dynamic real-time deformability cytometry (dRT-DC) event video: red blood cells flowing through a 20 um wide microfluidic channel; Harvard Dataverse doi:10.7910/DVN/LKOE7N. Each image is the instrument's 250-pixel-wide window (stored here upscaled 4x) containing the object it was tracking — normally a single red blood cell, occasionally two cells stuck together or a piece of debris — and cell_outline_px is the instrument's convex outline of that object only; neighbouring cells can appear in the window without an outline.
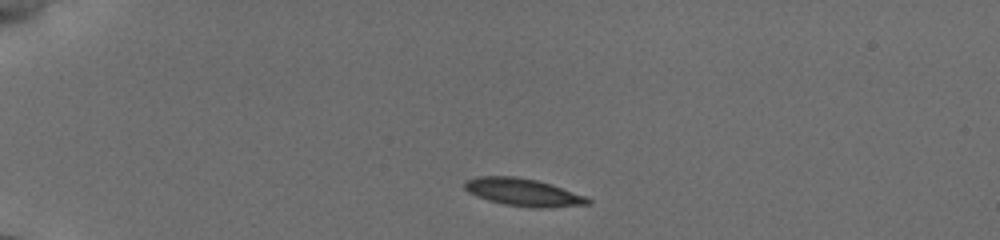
{"species": "common noctule bat (a hibernating species)", "species_latin": "Nyctalus noctula", "temperature_condition": "cold", "stored_images_in_passage": 18, "camera_frame_rate_fps": 3000, "um_per_image_px": 0.085, "animal": {"sex": "female", "body_mass_g": 19.5, "forearm_length_mm": 54.1}, "frame": {"image": 1, "passage_image": 1, "time_ms": 0.0, "image_size_px": [1000, 240], "cell_outline_px": [[592, 204], [548, 208], [540, 208], [504, 204], [488, 200], [476, 196], [468, 192], [464, 188], [464, 184], [468, 180], [476, 176], [516, 176], [536, 180], [552, 184], [588, 196], [592, 200]], "centroid_in_image_um": [44.54, 16.34], "position_along_channel_um": 40.5, "area_um2": 20.0}}
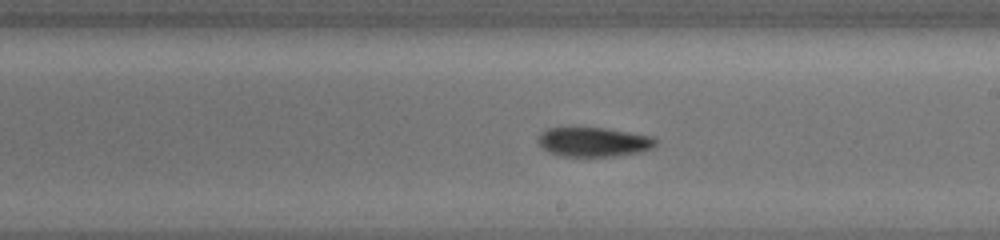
{"frame": {"image": 2, "passage_image": 8, "time_ms": 6.667, "image_size_px": [1000, 240], "cell_outline_px": [[656, 144], [652, 148], [640, 152], [612, 156], [560, 156], [548, 152], [540, 148], [536, 140], [536, 136], [540, 132], [548, 128], [604, 128], [656, 136]], "centroid_in_image_um": [50.41, 12.06], "position_along_channel_um": 238.6, "area_um2": 20.4}}
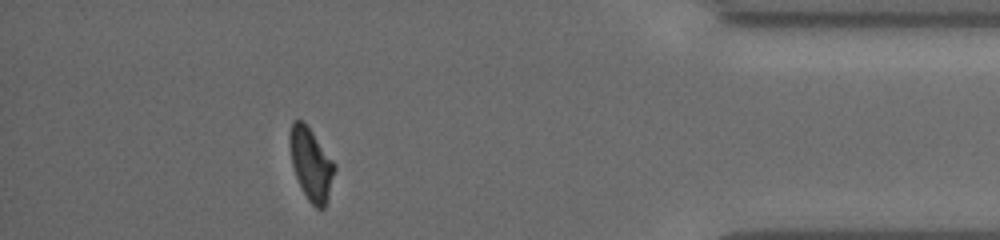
{"frame": {"image": 3, "passage_image": 16, "time_ms": 12.0, "image_size_px": [1000, 240], "cell_outline_px": [[336, 168], [328, 196], [324, 208], [316, 208], [308, 200], [296, 176], [292, 164], [288, 144], [288, 136], [292, 120], [304, 120], [336, 164]], "centroid_in_image_um": [26.42, 13.88], "position_along_channel_um": 408.8, "area_um2": 18.9}, "authors_computed_cell_mechanics": {"area_um2": 19.8832, "velocity_mm_per_s": 3.8302, "shape_relaxation_time_tau1_ms": 5.3534, "shape_relaxation_time_tau2_ms": 8.0269, "deformation_change_tau1": 0.1579, "deformation_change_tau2": 0.133}}